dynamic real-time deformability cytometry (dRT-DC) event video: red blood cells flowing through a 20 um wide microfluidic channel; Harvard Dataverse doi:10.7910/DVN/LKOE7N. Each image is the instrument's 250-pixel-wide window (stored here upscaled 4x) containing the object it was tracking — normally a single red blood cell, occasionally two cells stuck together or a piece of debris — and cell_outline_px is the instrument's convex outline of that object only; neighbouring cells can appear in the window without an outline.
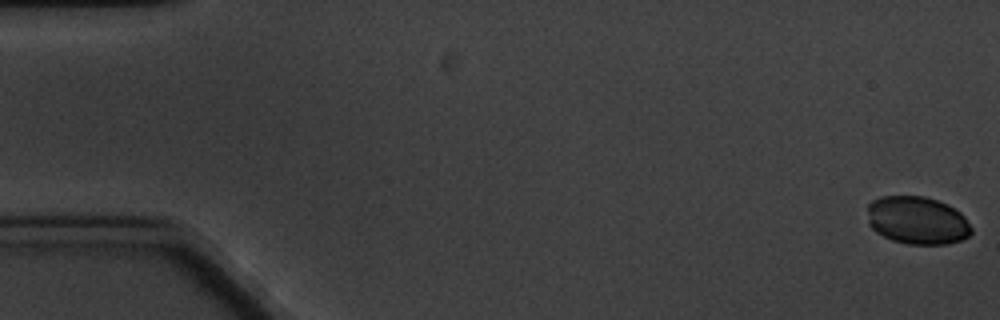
{"species": "common noctule bat (a hibernating species)", "species_latin": "Nyctalus noctula", "temperature_condition": "cold", "stored_images_in_passage": 5, "camera_frame_rate_fps": 3000, "um_per_image_px": 0.085, "animal": {"sex": "male", "body_mass_g": 20.1, "forearm_length_mm": 53.5}, "frame": {"image": 1, "passage_image": 1, "time_ms": 0.0, "image_size_px": [1000, 320], "cell_outline_px": [[972, 232], [968, 236], [960, 240], [948, 244], [908, 244], [892, 240], [876, 232], [868, 224], [868, 204], [872, 200], [880, 196], [924, 196], [948, 204], [960, 212], [964, 216], [972, 228]], "centroid_in_image_um": [77.96, 18.73], "position_along_channel_um": 7.0, "area_um2": 29.13}}